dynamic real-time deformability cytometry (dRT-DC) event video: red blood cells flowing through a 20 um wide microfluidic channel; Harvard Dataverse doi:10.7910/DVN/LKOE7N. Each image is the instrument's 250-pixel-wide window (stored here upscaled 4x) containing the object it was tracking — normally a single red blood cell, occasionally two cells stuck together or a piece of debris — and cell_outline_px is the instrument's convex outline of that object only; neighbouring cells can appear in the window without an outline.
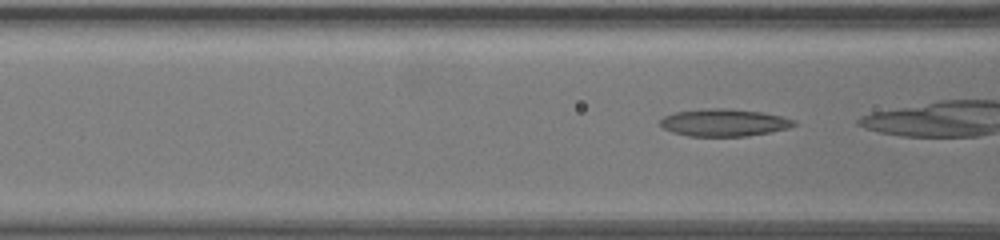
{"species": "common noctule bat (a hibernating species)", "species_latin": "Nyctalus noctula", "temperature_condition": "warm", "stored_images_in_passage": 38, "camera_frame_rate_fps": 3000, "um_per_image_px": 0.085, "animal": {"sex": "female", "body_mass_g": 19.5, "forearm_length_mm": 54.1}, "frame": {"image": 1, "passage_image": 12, "time_ms": 3.667, "image_size_px": [1000, 240], "cell_outline_px": [[796, 124], [788, 128], [748, 136], [688, 136], [672, 132], [664, 128], [660, 124], [660, 120], [664, 116], [676, 112], [708, 108], [728, 108], [760, 112], [780, 116], [796, 120]], "centroid_in_image_um": [61.53, 10.42], "position_along_channel_um": 105.1, "area_um2": 21.15}}
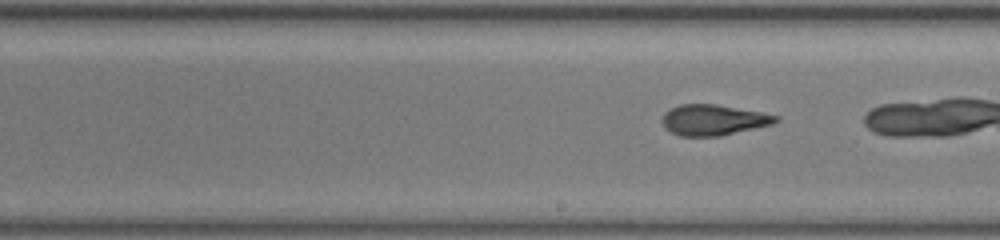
{"frame": {"image": 2, "passage_image": 24, "time_ms": 7.667, "image_size_px": [1000, 240], "cell_outline_px": [[780, 120], [772, 124], [720, 136], [680, 136], [664, 128], [664, 112], [680, 104], [716, 104], [760, 112], [780, 116]], "centroid_in_image_um": [60.66, 10.19], "position_along_channel_um": 228.3, "area_um2": 20.11}}
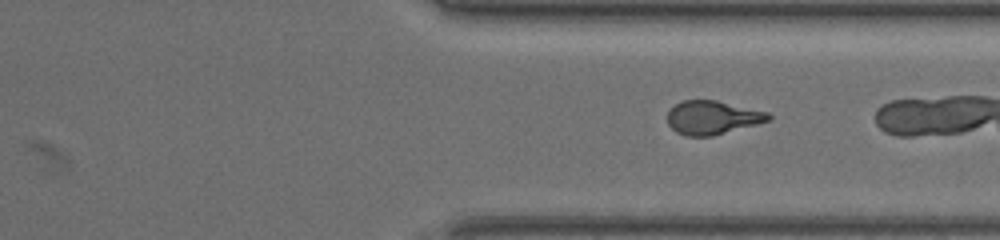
{"frame": {"image": 3, "passage_image": 36, "time_ms": 11.667, "image_size_px": [1000, 240], "cell_outline_px": [[772, 120], [712, 136], [684, 136], [676, 132], [668, 124], [668, 108], [684, 100], [716, 100], [768, 112], [772, 116]], "centroid_in_image_um": [60.55, 9.99], "position_along_channel_um": 350.8, "area_um2": 19.88}}